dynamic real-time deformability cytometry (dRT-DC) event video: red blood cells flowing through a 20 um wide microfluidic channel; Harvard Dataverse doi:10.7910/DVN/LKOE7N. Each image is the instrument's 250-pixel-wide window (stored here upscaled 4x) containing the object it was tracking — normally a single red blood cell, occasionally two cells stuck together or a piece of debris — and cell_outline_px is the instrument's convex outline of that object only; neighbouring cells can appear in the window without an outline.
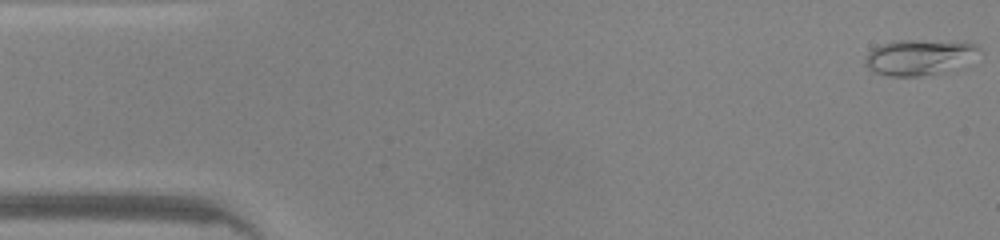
{"species": "common noctule bat (a hibernating species)", "species_latin": "Nyctalus noctula", "temperature_condition": "warm", "stored_images_in_passage": 47, "camera_frame_rate_fps": 3000, "um_per_image_px": 0.085, "animal": {"sex": "male", "body_mass_g": 20.0, "forearm_length_mm": 53.3}, "frame": {"image": 1, "passage_image": 1, "time_ms": 0.0, "image_size_px": [1000, 240], "cell_outline_px": [[980, 48], [936, 72], [920, 76], [888, 76], [876, 72], [868, 68], [864, 64], [864, 60], [868, 52], [872, 48], [884, 44], [900, 40], [912, 40], [976, 44]], "centroid_in_image_um": [77.81, 4.85], "position_along_channel_um": 7.2, "area_um2": 21.44}}
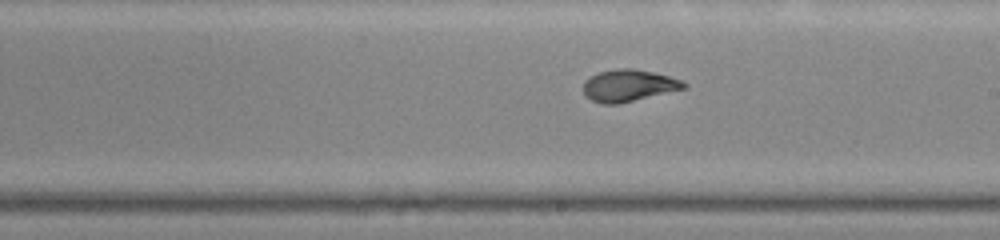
{"frame": {"image": 2, "passage_image": 26, "time_ms": 8.333, "image_size_px": [1000, 240], "cell_outline_px": [[688, 88], [616, 104], [604, 104], [592, 100], [584, 96], [584, 80], [600, 72], [616, 68], [632, 68], [652, 72], [668, 76], [680, 80], [688, 84]], "centroid_in_image_um": [53.44, 7.27], "position_along_channel_um": 235.6, "area_um2": 18.55}}
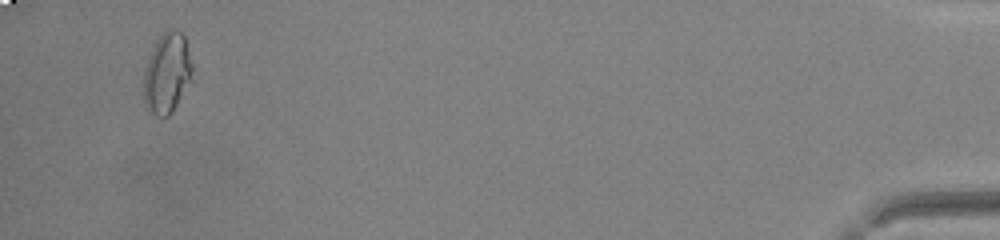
{"frame": {"image": 3, "passage_image": 45, "time_ms": 14.667, "image_size_px": [1000, 240], "cell_outline_px": [[192, 68], [188, 80], [172, 112], [168, 116], [156, 116], [144, 104], [144, 68], [152, 48], [156, 40], [168, 28], [180, 32], [184, 36], [192, 64]], "centroid_in_image_um": [14.15, 6.18], "position_along_channel_um": 421.0, "area_um2": 22.08}, "authors_computed_cell_mechanics": {"area_um2": 18.6694, "velocity_mm_per_s": 4.2849, "shape_relaxation_time_tau1_ms": 4.382, "shape_relaxation_time_tau2_ms": 0.7859, "deformation_change_tau1": 0.215, "deformation_change_tau2": 0.054}}